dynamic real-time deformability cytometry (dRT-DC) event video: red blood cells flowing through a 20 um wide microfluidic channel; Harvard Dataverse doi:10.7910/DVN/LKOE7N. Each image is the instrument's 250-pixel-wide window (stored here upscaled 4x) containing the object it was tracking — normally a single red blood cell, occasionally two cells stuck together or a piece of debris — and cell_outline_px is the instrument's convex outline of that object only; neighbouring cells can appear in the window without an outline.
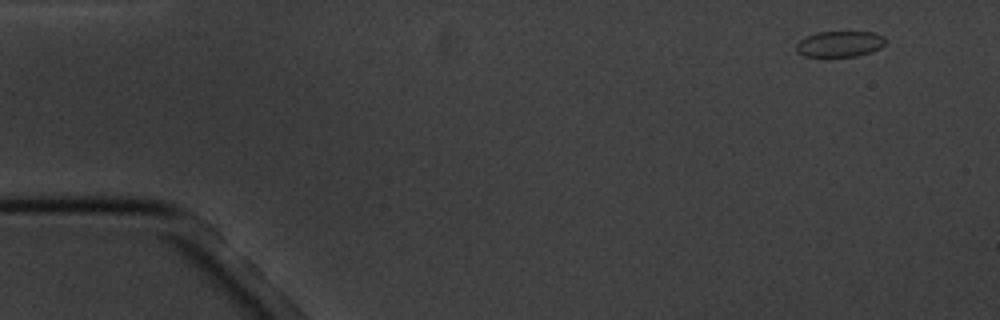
{"species": "common noctule bat (a hibernating species)", "species_latin": "Nyctalus noctula", "temperature_condition": "cold", "stored_images_in_passage": 4, "camera_frame_rate_fps": 3000, "um_per_image_px": 0.085, "animal": {"sex": "male", "body_mass_g": 20.1, "forearm_length_mm": 53.5}, "frame": {"image": 1, "passage_image": 1, "time_ms": 0.0, "image_size_px": [1000, 320], "cell_outline_px": [[884, 44], [880, 48], [872, 52], [856, 56], [804, 56], [796, 52], [796, 44], [804, 36], [816, 32], [876, 32], [884, 36]], "centroid_in_image_um": [71.36, 3.73], "position_along_channel_um": 13.6, "area_um2": 13.53}}